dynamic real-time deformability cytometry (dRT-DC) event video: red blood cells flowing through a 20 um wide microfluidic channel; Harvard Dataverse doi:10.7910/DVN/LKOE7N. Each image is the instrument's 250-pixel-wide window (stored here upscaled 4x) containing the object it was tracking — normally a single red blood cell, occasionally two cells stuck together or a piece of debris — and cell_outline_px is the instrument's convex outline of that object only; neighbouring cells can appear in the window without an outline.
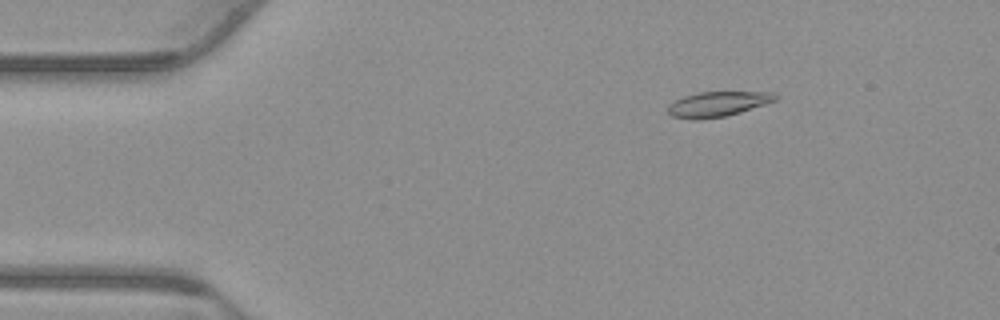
{"species": "common noctule bat (a hibernating species)", "species_latin": "Nyctalus noctula", "temperature_condition": "warm", "stored_images_in_passage": 54, "camera_frame_rate_fps": 3000, "um_per_image_px": 0.085, "animal": {"sex": "male", "body_mass_g": 23.1, "forearm_length_mm": 52.7}, "frame": {"image": 1, "passage_image": 8, "time_ms": 2.333, "image_size_px": [1000, 320], "cell_outline_px": [[780, 96], [776, 100], [740, 112], [724, 116], [700, 120], [692, 120], [672, 116], [668, 112], [668, 104], [684, 96], [696, 92], [776, 92]], "centroid_in_image_um": [61.0, 8.84], "position_along_channel_um": 24.0, "area_um2": 15.72}}
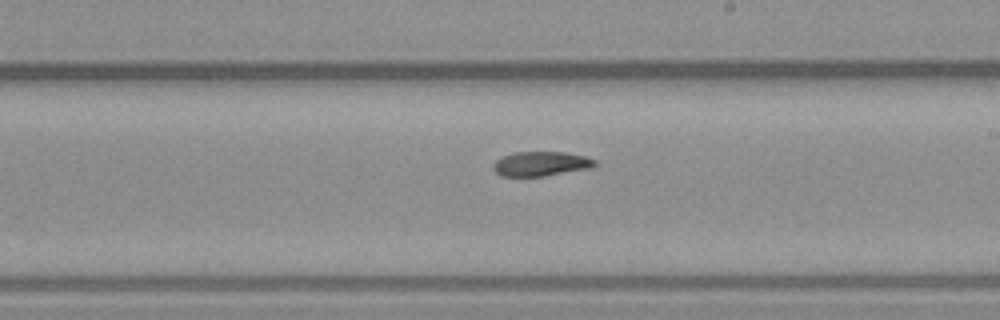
{"frame": {"image": 2, "passage_image": 31, "time_ms": 10.0, "image_size_px": [1000, 320], "cell_outline_px": [[596, 164], [592, 168], [544, 176], [500, 176], [492, 168], [492, 164], [496, 160], [504, 156], [516, 152], [564, 152], [584, 156], [596, 160]], "centroid_in_image_um": [45.97, 13.93], "position_along_channel_um": 243.0, "area_um2": 14.51}}
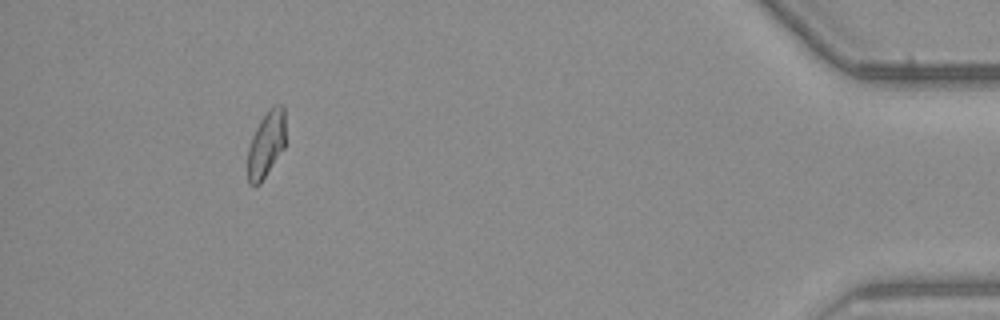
{"frame": {"image": 3, "passage_image": 50, "time_ms": 16.333, "image_size_px": [1000, 320], "cell_outline_px": [[284, 148], [260, 184], [248, 184], [248, 148], [252, 136], [260, 120], [268, 108], [272, 104], [284, 104]], "centroid_in_image_um": [22.62, 12.22], "position_along_channel_um": 412.6, "area_um2": 14.57}, "authors_computed_cell_mechanics": {"area_um2": 15.5482, "velocity_mm_per_s": 3.7687, "shape_relaxation_time_tau1_ms": null, "shape_relaxation_time_tau2_ms": 9.8392, "deformation_change_tau1": null, "deformation_change_tau2": 0.1527}}